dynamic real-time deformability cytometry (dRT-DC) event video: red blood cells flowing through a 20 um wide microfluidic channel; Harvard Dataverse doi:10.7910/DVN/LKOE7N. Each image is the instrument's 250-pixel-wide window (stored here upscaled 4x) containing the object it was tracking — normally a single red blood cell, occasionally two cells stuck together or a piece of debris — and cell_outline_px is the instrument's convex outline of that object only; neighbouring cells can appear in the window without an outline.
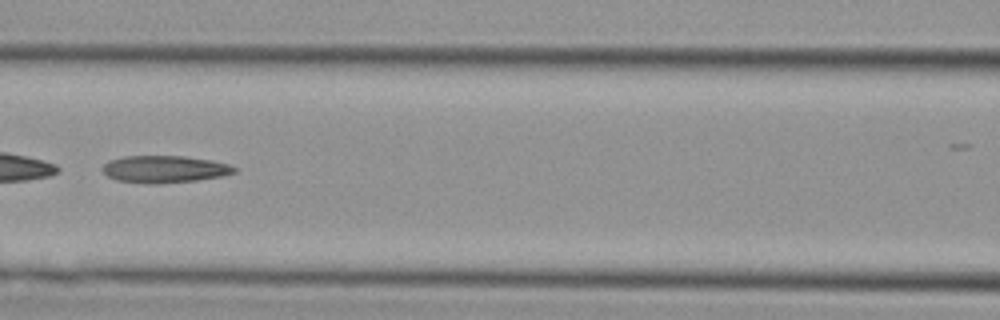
{"species": "Egyptian fruit bat (a non-hibernating species)", "species_latin": "Rousettus aegyptiacus", "temperature_condition": "cold", "stored_images_in_passage": 45, "camera_frame_rate_fps": 3000, "um_per_image_px": 0.085, "animal": {"sex": "female"}, "frame": {"image": 1, "passage_image": 20, "time_ms": 6.333, "image_size_px": [1000, 320], "cell_outline_px": [[236, 172], [220, 176], [196, 180], [152, 184], [148, 184], [116, 180], [108, 176], [100, 168], [108, 160], [124, 156], [184, 156], [212, 160], [228, 164], [236, 168]], "centroid_in_image_um": [13.94, 14.37], "position_along_channel_um": 152.7, "area_um2": 20.81}}